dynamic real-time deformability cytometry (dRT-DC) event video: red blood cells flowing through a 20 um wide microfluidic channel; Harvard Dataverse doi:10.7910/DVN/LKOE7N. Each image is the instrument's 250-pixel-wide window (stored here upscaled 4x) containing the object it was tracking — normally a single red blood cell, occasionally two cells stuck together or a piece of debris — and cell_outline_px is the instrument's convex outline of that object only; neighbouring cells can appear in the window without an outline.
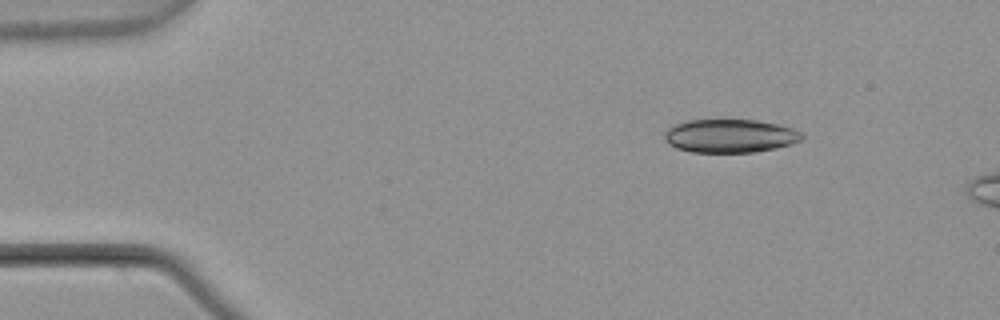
{"species": "common noctule bat (a hibernating species)", "species_latin": "Nyctalus noctula", "temperature_condition": "warm", "stored_images_in_passage": 48, "camera_frame_rate_fps": 3000, "um_per_image_px": 0.085, "animal": {"sex": "male", "body_mass_g": 21.5, "forearm_length_mm": 52.0}, "frame": {"image": 1, "passage_image": 1, "time_ms": 0.0, "image_size_px": [1000, 320], "cell_outline_px": [[804, 136], [800, 140], [792, 144], [776, 148], [756, 152], [692, 152], [676, 148], [668, 144], [664, 136], [664, 132], [668, 128], [676, 124], [688, 120], [756, 120], [776, 124], [792, 128], [800, 132]], "centroid_in_image_um": [62.04, 11.56], "position_along_channel_um": 23.0, "area_um2": 26.7}}
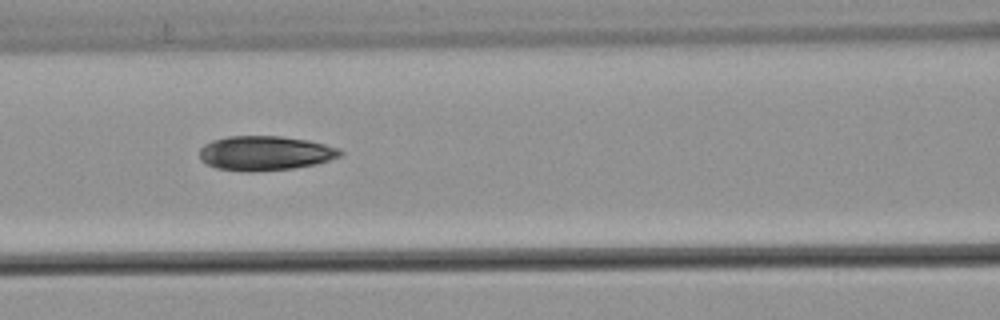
{"frame": {"image": 2, "passage_image": 17, "time_ms": 5.333, "image_size_px": [1000, 320], "cell_outline_px": [[344, 152], [340, 156], [316, 164], [292, 168], [252, 172], [248, 172], [216, 168], [200, 160], [200, 148], [204, 144], [212, 140], [228, 136], [280, 136], [308, 140], [340, 148]], "centroid_in_image_um": [22.53, 13.01], "position_along_channel_um": 144.1, "area_um2": 28.32}}
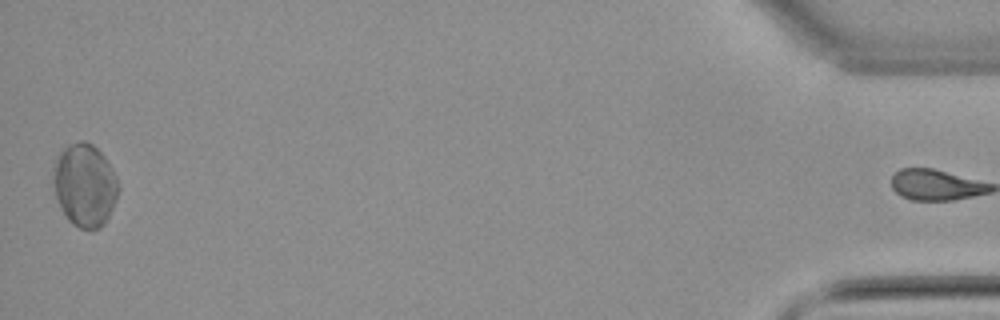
{"frame": {"image": 3, "passage_image": 47, "time_ms": 15.333, "image_size_px": [1000, 320], "cell_outline_px": [[120, 188], [116, 200], [104, 224], [100, 228], [92, 232], [88, 232], [72, 224], [68, 220], [60, 208], [56, 196], [52, 168], [52, 164], [60, 148], [68, 144], [80, 140], [84, 140], [92, 144], [104, 156], [112, 168], [116, 176]], "centroid_in_image_um": [7.19, 15.73], "position_along_channel_um": 428.0, "area_um2": 32.14}, "authors_computed_cell_mechanics": {"area_um2": 28.1197, "velocity_mm_per_s": 3.7891, "shape_relaxation_time_tau1_ms": 5.8202, "shape_relaxation_time_tau2_ms": 8.086, "deformation_change_tau1": 0.1034, "deformation_change_tau2": 0.1221}}